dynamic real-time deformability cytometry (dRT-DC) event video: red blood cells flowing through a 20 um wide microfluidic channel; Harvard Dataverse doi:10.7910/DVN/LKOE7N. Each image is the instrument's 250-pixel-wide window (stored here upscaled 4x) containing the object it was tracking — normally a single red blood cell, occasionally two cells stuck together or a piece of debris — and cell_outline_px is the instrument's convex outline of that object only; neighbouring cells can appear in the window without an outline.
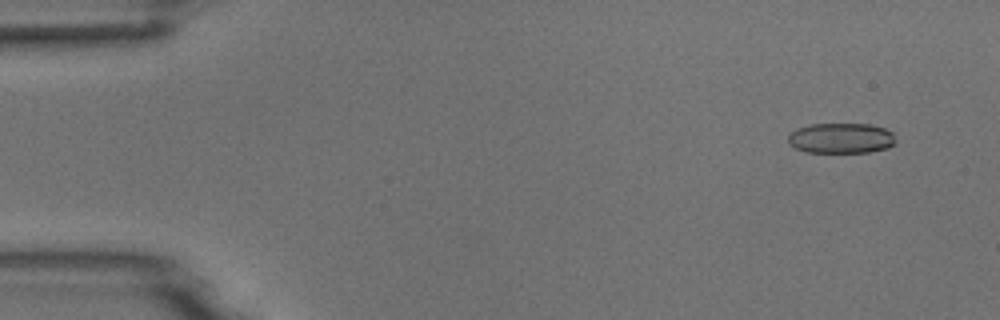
{"species": "common noctule bat (a hibernating species)", "species_latin": "Nyctalus noctula", "temperature_condition": "room temperature", "stored_images_in_passage": 6, "camera_frame_rate_fps": 3000, "um_per_image_px": 0.085, "animal": {"sex": "male", "body_mass_g": 18.8}, "frame": {"image": 1, "passage_image": 2, "time_ms": 1.0, "image_size_px": [1000, 320], "cell_outline_px": [[896, 144], [888, 148], [868, 152], [804, 152], [788, 144], [788, 136], [796, 128], [812, 124], [872, 124], [884, 128], [892, 132], [896, 140]], "centroid_in_image_um": [71.51, 11.75], "position_along_channel_um": 13.5, "area_um2": 19.19}}
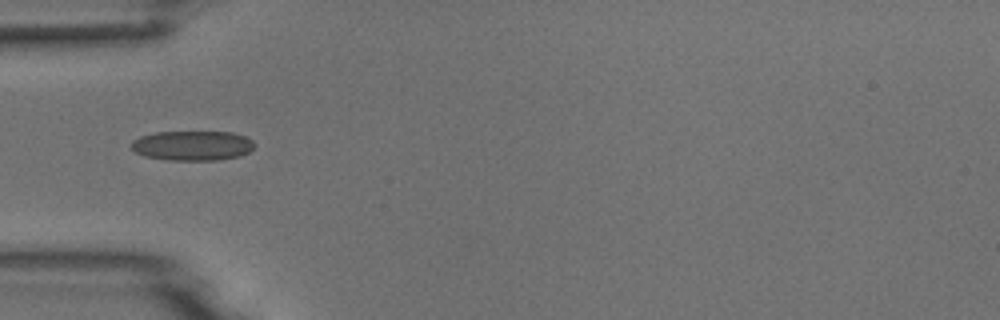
{"frame": {"image": 2, "passage_image": 5, "time_ms": 5.333, "image_size_px": [1000, 320], "cell_outline_px": [[256, 144], [248, 152], [240, 156], [220, 160], [168, 160], [144, 156], [136, 152], [132, 148], [132, 140], [140, 136], [156, 132], [232, 132], [244, 136], [252, 140]], "centroid_in_image_um": [16.37, 12.38], "position_along_channel_um": 68.6, "area_um2": 21.39}}